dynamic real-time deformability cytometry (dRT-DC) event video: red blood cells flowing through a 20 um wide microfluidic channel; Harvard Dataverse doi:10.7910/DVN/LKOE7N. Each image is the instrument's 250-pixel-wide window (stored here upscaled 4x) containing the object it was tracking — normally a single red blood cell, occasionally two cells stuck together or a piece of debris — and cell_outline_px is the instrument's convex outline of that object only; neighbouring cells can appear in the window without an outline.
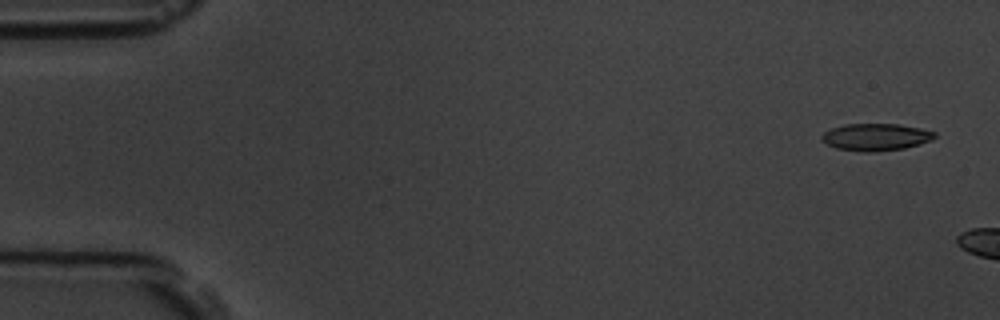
{"species": "common noctule bat (a hibernating species)", "species_latin": "Nyctalus noctula", "temperature_condition": "room temperature", "stored_images_in_passage": 4, "camera_frame_rate_fps": 3000, "um_per_image_px": 0.085, "animal": {"sex": "male", "body_mass_g": 19.5, "forearm_length_mm": 54.6}, "frame": {"image": 1, "passage_image": 1, "time_ms": 0.0, "image_size_px": [1000, 320], "cell_outline_px": [[936, 136], [932, 140], [920, 144], [904, 148], [872, 152], [864, 152], [836, 148], [820, 140], [820, 136], [824, 132], [832, 128], [844, 124], [896, 124], [920, 128], [936, 132]], "centroid_in_image_um": [74.43, 11.65], "position_along_channel_um": 10.6, "area_um2": 17.86}}